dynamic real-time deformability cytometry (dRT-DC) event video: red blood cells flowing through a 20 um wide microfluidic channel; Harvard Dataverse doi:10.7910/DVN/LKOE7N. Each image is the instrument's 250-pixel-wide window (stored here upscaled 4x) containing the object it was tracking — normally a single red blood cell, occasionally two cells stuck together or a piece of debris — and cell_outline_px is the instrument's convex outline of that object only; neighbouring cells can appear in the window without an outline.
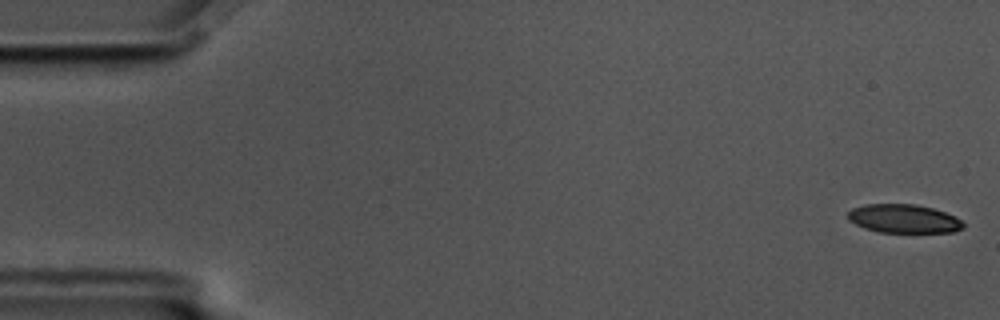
{"species": "common noctule bat (a hibernating species)", "species_latin": "Nyctalus noctula", "temperature_condition": "cold", "stored_images_in_passage": 57, "camera_frame_rate_fps": 3000, "um_per_image_px": 0.085, "animal": {"sex": "male", "body_mass_g": 17.5, "forearm_length_mm": 52.3}, "frame": {"image": 1, "passage_image": 1, "time_ms": 0.0, "image_size_px": [1000, 320], "cell_outline_px": [[964, 228], [952, 232], [880, 232], [864, 228], [848, 220], [848, 212], [852, 208], [864, 204], [916, 204], [932, 208], [956, 216], [964, 224]], "centroid_in_image_um": [76.81, 18.58], "position_along_channel_um": 8.2, "area_um2": 19.25}}
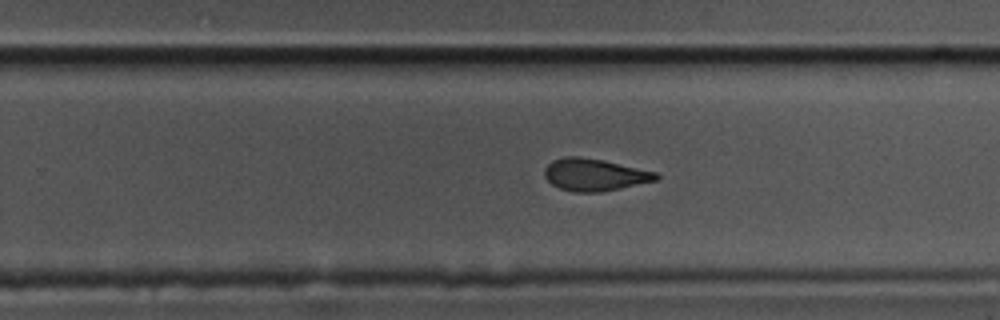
{"frame": {"image": 2, "passage_image": 36, "time_ms": 11.667, "image_size_px": [1000, 320], "cell_outline_px": [[660, 176], [656, 180], [604, 192], [572, 192], [560, 188], [552, 184], [544, 176], [544, 168], [552, 160], [564, 156], [580, 156], [604, 160], [656, 172]], "centroid_in_image_um": [50.51, 14.85], "position_along_channel_um": 279.3, "area_um2": 21.04}}
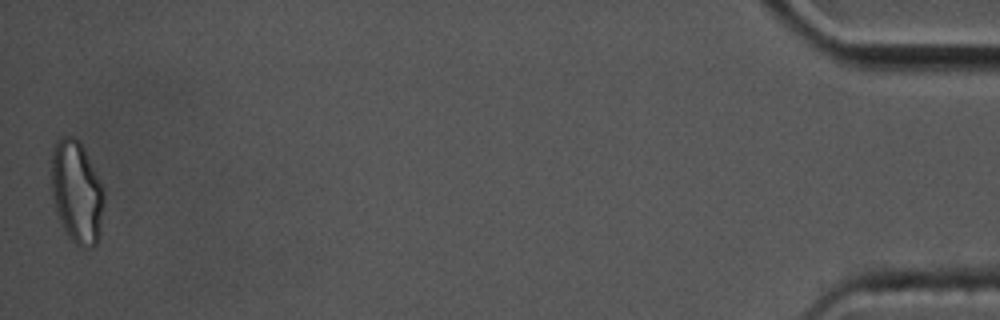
{"frame": {"image": 3, "passage_image": 57, "time_ms": 18.667, "image_size_px": [1000, 320], "cell_outline_px": [[104, 200], [100, 236], [96, 244], [88, 248], [80, 248], [68, 236], [56, 212], [52, 192], [52, 144], [60, 136], [72, 136], [84, 148], [104, 188]], "centroid_in_image_um": [6.53, 16.33], "position_along_channel_um": 428.7, "area_um2": 31.56}, "authors_computed_cell_mechanics": {"area_um2": 21.7328, "velocity_mm_per_s": 3.4881, "shape_relaxation_time_tau1_ms": 4.7921, "shape_relaxation_time_tau2_ms": 3.795, "deformation_change_tau1": 0.1401, "deformation_change_tau2": 0.0957}}